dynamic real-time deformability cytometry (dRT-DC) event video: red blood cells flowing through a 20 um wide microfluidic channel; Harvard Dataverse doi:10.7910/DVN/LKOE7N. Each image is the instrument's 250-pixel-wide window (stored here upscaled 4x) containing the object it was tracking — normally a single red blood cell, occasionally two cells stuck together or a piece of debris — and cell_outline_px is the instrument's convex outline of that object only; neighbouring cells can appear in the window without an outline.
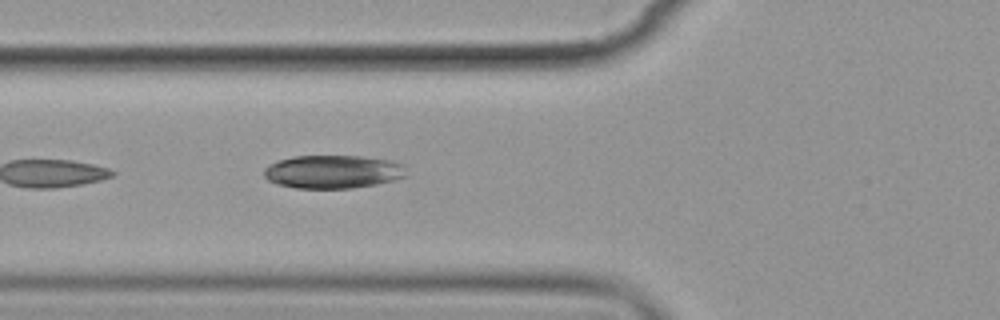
{"species": "common noctule bat (a hibernating species)", "species_latin": "Nyctalus noctula", "temperature_condition": "cold", "stored_images_in_passage": 2, "camera_frame_rate_fps": 3000, "um_per_image_px": 0.085, "animal": {"sex": "female", "body_mass_g": 19.9}, "frame": {"image": 1, "passage_image": 2, "time_ms": 1.0, "image_size_px": [1000, 320], "cell_outline_px": [[408, 176], [376, 184], [352, 188], [296, 188], [276, 184], [268, 180], [264, 176], [264, 168], [268, 164], [276, 160], [292, 156], [360, 156], [392, 160], [404, 164]], "centroid_in_image_um": [28.29, 14.59], "position_along_channel_um": 97.5, "area_um2": 27.92}}